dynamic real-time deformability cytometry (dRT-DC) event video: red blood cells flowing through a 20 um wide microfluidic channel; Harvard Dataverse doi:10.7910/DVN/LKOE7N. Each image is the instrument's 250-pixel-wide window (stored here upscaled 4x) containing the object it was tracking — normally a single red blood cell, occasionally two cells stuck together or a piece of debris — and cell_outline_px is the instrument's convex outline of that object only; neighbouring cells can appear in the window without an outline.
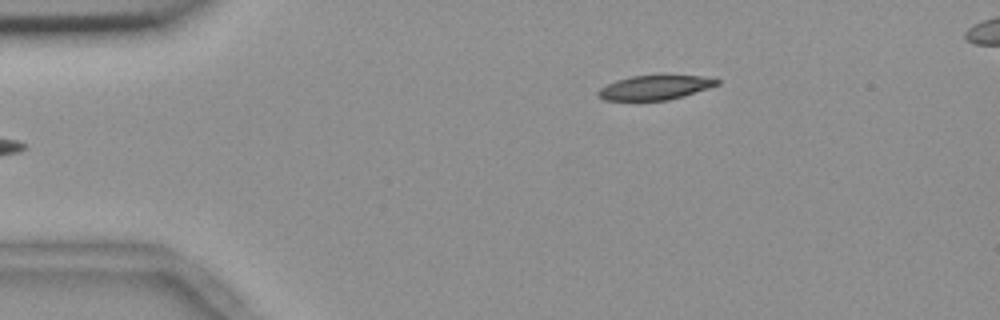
{"species": "common noctule bat (a hibernating species)", "species_latin": "Nyctalus noctula", "temperature_condition": "room temperature", "stored_images_in_passage": 6, "segment_of_instrument_passage": [2, 2], "camera_frame_rate_fps": 3000, "um_per_image_px": 0.085, "animal": {"sex": "female", "body_mass_g": 18.4}, "frame": {"image": 1, "passage_image": 6, "time_ms": 1.667, "image_size_px": [1000, 320], "cell_outline_px": [[720, 84], [684, 96], [668, 100], [604, 100], [596, 96], [596, 92], [600, 88], [616, 80], [632, 76], [700, 76], [720, 80]], "centroid_in_image_um": [55.64, 7.45], "position_along_channel_um": 29.4, "area_um2": 16.7}}